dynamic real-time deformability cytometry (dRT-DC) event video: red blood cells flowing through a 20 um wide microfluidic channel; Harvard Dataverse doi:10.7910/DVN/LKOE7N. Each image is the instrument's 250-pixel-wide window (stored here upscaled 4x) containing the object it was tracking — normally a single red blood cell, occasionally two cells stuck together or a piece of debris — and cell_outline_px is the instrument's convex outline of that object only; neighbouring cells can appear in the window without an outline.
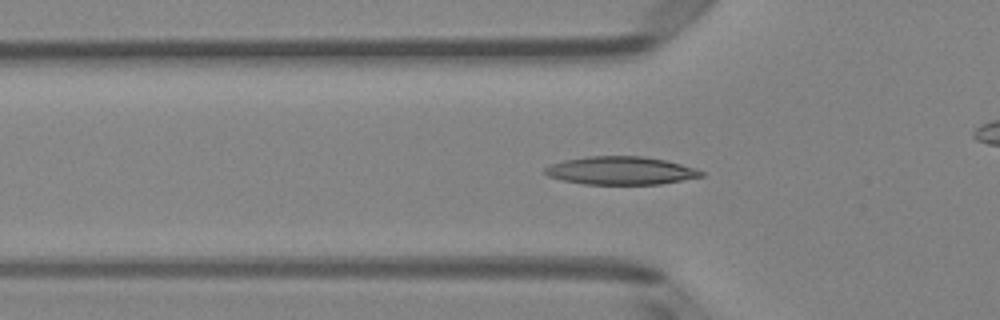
{"species": "Egyptian fruit bat (a non-hibernating species)", "species_latin": "Rousettus aegyptiacus", "temperature_condition": "room temperature", "stored_images_in_passage": 52, "camera_frame_rate_fps": 3000, "um_per_image_px": 0.085, "animal": {"sex": "female"}, "frame": {"image": 1, "passage_image": 17, "time_ms": 5.333, "image_size_px": [1000, 320], "cell_outline_px": [[704, 176], [660, 184], [584, 184], [560, 180], [548, 176], [544, 172], [544, 168], [552, 164], [564, 160], [588, 156], [644, 156], [664, 160], [696, 168], [704, 172]], "centroid_in_image_um": [52.75, 14.5], "position_along_channel_um": 73.1, "area_um2": 25.55}}
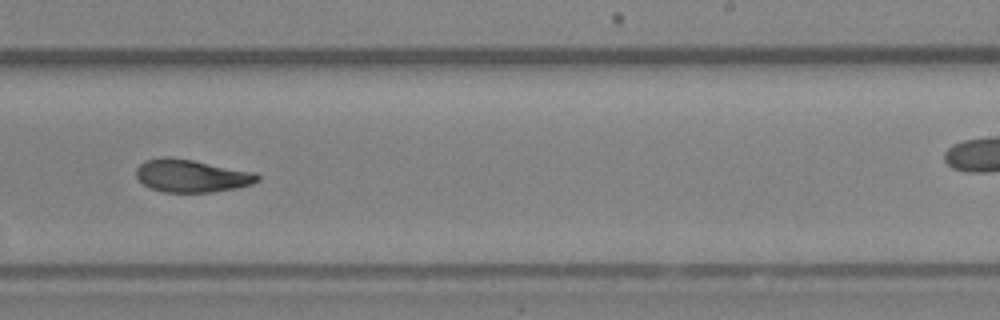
{"frame": {"image": 2, "passage_image": 32, "time_ms": 10.333, "image_size_px": [1000, 320], "cell_outline_px": [[260, 180], [252, 184], [236, 188], [212, 192], [164, 192], [152, 188], [144, 184], [136, 176], [136, 168], [144, 160], [164, 156], [168, 156], [192, 160], [256, 172], [260, 176]], "centroid_in_image_um": [16.29, 14.93], "position_along_channel_um": 272.7, "area_um2": 23.18}}
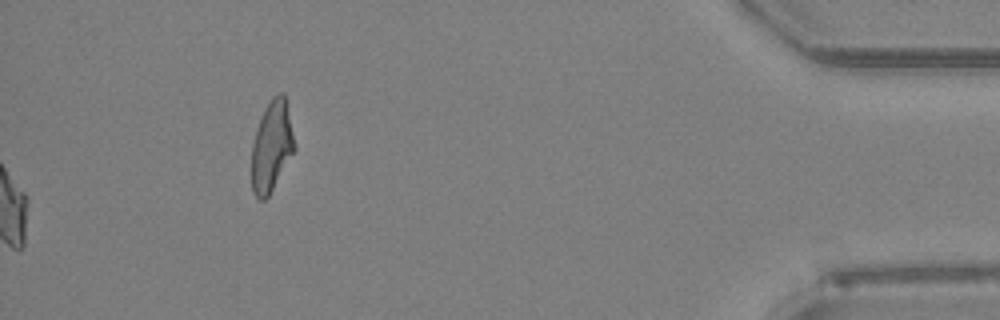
{"frame": {"image": 3, "passage_image": 52, "time_ms": 17.0, "image_size_px": [1000, 320], "cell_outline_px": [[296, 148], [268, 196], [264, 200], [260, 200], [252, 192], [252, 144], [256, 128], [264, 108], [272, 96], [280, 92], [284, 92]], "centroid_in_image_um": [23.08, 12.41], "position_along_channel_um": 412.1, "area_um2": 22.48}, "authors_computed_cell_mechanics": {"area_um2": 23.7847, "velocity_mm_per_s": 4.0075, "shape_relaxation_time_tau1_ms": 9.7257, "shape_relaxation_time_tau2_ms": 5.411, "deformation_change_tau1": 0.2315, "deformation_change_tau2": 0.1077}}